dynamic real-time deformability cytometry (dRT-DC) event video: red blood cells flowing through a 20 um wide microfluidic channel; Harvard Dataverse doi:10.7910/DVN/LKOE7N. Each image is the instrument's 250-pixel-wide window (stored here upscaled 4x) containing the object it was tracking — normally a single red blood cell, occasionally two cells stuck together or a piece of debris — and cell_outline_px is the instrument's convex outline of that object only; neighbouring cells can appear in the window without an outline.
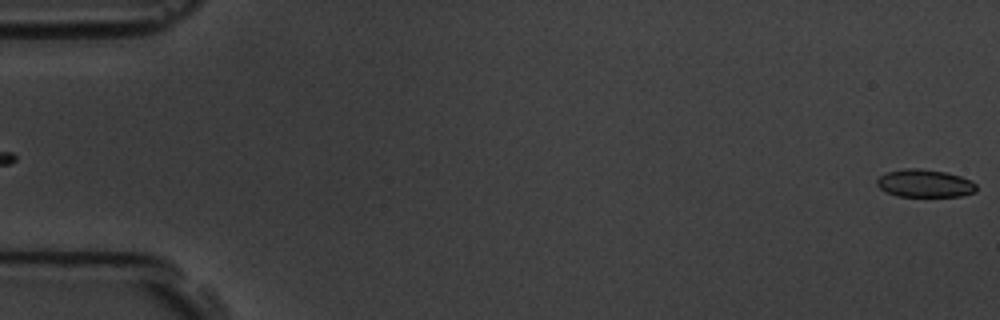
{"species": "common noctule bat (a hibernating species)", "species_latin": "Nyctalus noctula", "temperature_condition": "room temperature", "stored_images_in_passage": 2, "camera_frame_rate_fps": 3000, "um_per_image_px": 0.085, "animal": {"sex": "male", "body_mass_g": 19.5, "forearm_length_mm": 54.6}, "frame": {"image": 1, "passage_image": 2, "time_ms": 1.0, "image_size_px": [1000, 320], "cell_outline_px": [[976, 192], [960, 196], [896, 196], [880, 188], [876, 184], [876, 180], [884, 172], [904, 168], [920, 168], [944, 172], [960, 176], [972, 180], [976, 184]], "centroid_in_image_um": [78.59, 15.57], "position_along_channel_um": 6.4, "area_um2": 16.18}}